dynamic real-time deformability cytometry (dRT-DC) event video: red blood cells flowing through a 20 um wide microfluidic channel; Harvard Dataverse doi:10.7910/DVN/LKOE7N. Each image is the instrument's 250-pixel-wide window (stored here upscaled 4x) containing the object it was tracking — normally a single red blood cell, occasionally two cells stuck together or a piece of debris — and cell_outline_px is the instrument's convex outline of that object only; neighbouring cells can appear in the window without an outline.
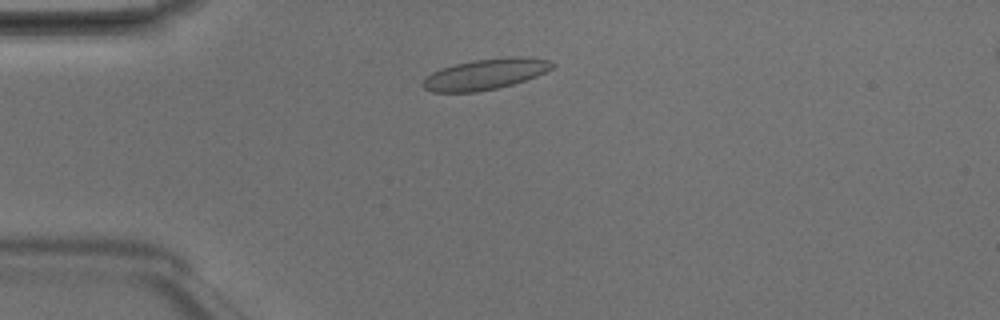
{"species": "Egyptian fruit bat (a non-hibernating species)", "species_latin": "Rousettus aegyptiacus", "temperature_condition": "room temperature", "stored_images_in_passage": 4, "camera_frame_rate_fps": 3000, "um_per_image_px": 0.085, "animal": {"sex": "male"}, "frame": {"image": 1, "passage_image": 2, "time_ms": 0.333, "image_size_px": [1000, 320], "cell_outline_px": [[556, 64], [552, 68], [536, 76], [512, 84], [496, 88], [476, 92], [432, 92], [424, 88], [420, 84], [432, 72], [440, 68], [472, 60], [512, 56], [528, 56], [548, 60]], "centroid_in_image_um": [41.25, 6.29], "position_along_channel_um": 43.7, "area_um2": 23.18}}
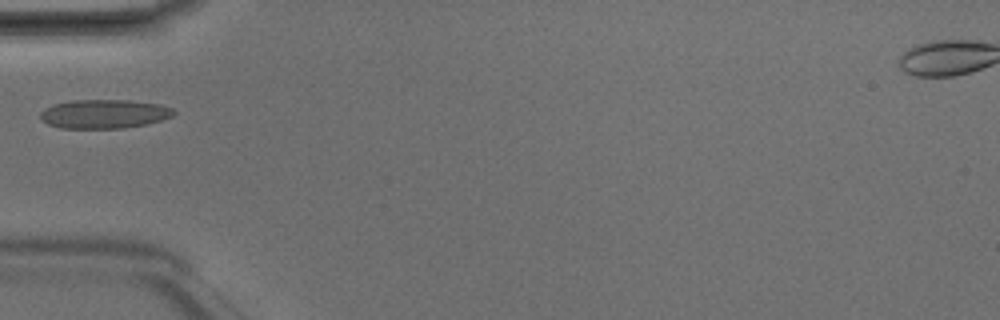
{"frame": {"image": 2, "passage_image": 3, "time_ms": 0.667, "image_size_px": [1000, 320], "cell_outline_px": [[176, 112], [172, 116], [148, 124], [124, 128], [60, 128], [48, 124], [40, 120], [40, 112], [44, 108], [52, 104], [72, 100], [128, 100], [160, 104], [172, 108]], "centroid_in_image_um": [8.82, 9.68], "position_along_channel_um": 76.2, "area_um2": 22.66}}